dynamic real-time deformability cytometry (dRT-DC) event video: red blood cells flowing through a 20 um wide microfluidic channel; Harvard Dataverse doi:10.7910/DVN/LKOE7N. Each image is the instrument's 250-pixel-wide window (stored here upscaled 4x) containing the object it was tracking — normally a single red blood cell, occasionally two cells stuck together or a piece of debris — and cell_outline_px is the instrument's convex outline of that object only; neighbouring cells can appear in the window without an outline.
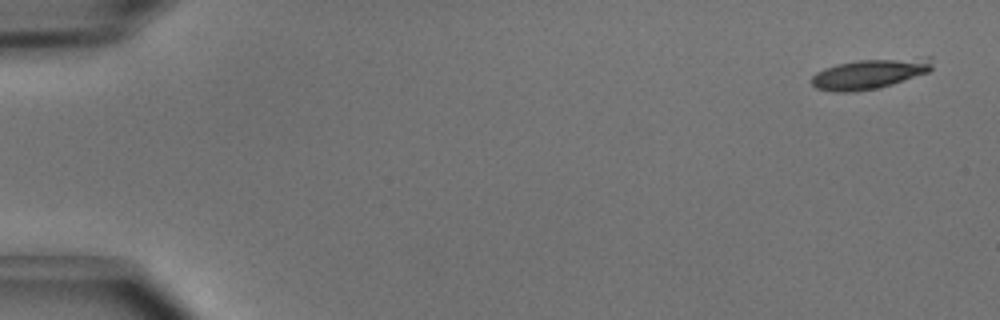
{"species": "common noctule bat (a hibernating species)", "species_latin": "Nyctalus noctula", "temperature_condition": "cold", "stored_images_in_passage": 6, "camera_frame_rate_fps": 3000, "um_per_image_px": 0.085, "animal": {"sex": "male", "body_mass_g": 15.6}, "frame": {"image": 1, "passage_image": 1, "time_ms": 0.0, "image_size_px": [1000, 320], "cell_outline_px": [[932, 68], [928, 72], [880, 88], [852, 92], [832, 92], [816, 88], [812, 84], [812, 76], [816, 72], [824, 68], [836, 64], [860, 60], [928, 56], [932, 56]], "centroid_in_image_um": [73.94, 6.26], "position_along_channel_um": 11.1, "area_um2": 21.39}}
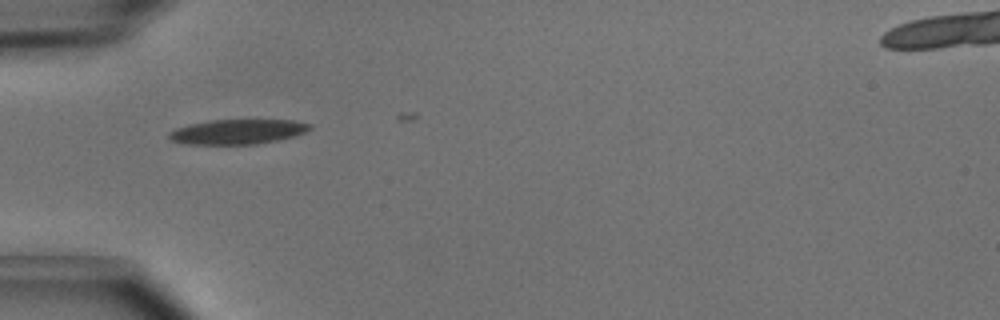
{"frame": {"image": 2, "passage_image": 5, "time_ms": 1.333, "image_size_px": [1000, 320], "cell_outline_px": [[312, 128], [304, 132], [292, 136], [276, 140], [256, 144], [184, 144], [172, 140], [168, 136], [168, 132], [176, 128], [188, 124], [208, 120], [292, 120], [312, 124]], "centroid_in_image_um": [20.16, 11.19], "position_along_channel_um": 64.8, "area_um2": 20.29}}